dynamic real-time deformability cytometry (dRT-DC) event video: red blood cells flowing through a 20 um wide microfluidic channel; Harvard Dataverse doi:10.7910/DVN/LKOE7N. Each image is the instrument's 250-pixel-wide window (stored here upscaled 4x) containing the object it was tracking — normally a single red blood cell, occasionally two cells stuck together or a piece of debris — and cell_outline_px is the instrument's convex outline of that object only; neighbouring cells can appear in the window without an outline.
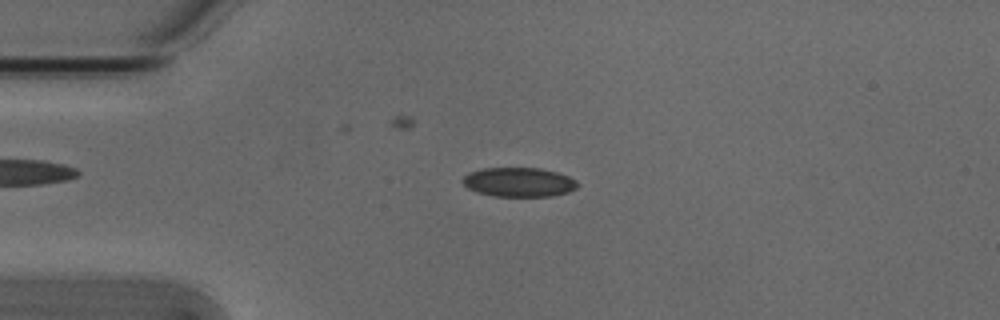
{"species": "Egyptian fruit bat (a non-hibernating species)", "species_latin": "Rousettus aegyptiacus", "temperature_condition": "cold", "stored_images_in_passage": 48, "camera_frame_rate_fps": 3000, "um_per_image_px": 0.085, "animal": {"sex": "male"}, "frame": {"image": 1, "passage_image": 7, "time_ms": 2.0, "image_size_px": [1000, 320], "cell_outline_px": [[580, 184], [576, 188], [568, 192], [552, 196], [492, 196], [476, 192], [468, 188], [460, 180], [468, 172], [480, 168], [540, 168], [560, 172], [576, 180]], "centroid_in_image_um": [44.1, 15.47], "position_along_channel_um": 40.9, "area_um2": 19.88}}
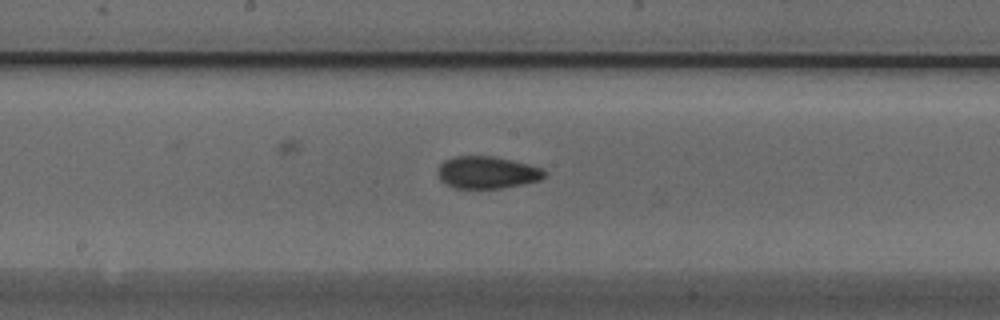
{"frame": {"image": 2, "passage_image": 22, "time_ms": 7.0, "image_size_px": [1000, 320], "cell_outline_px": [[548, 172], [540, 180], [524, 184], [504, 188], [456, 188], [444, 184], [440, 180], [440, 164], [444, 160], [456, 156], [492, 156], [512, 160], [528, 164], [540, 168]], "centroid_in_image_um": [41.43, 14.66], "position_along_channel_um": 206.8, "area_um2": 19.94}}
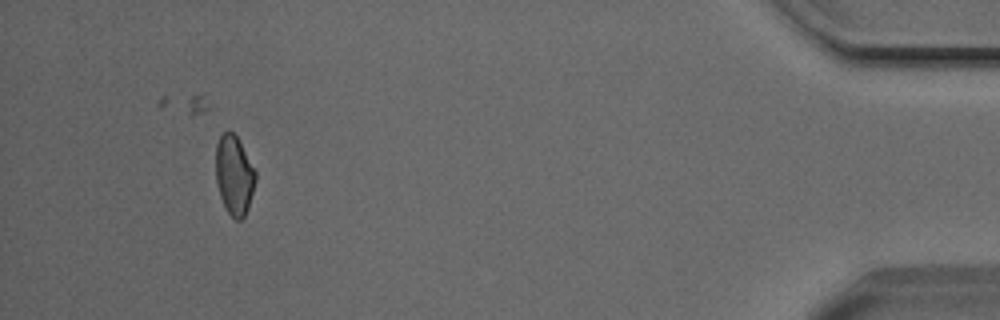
{"frame": {"image": 3, "passage_image": 44, "time_ms": 14.333, "image_size_px": [1000, 320], "cell_outline_px": [[256, 180], [248, 208], [244, 216], [240, 220], [236, 220], [228, 212], [220, 196], [216, 180], [216, 144], [220, 136], [228, 128], [236, 136], [256, 172]], "centroid_in_image_um": [19.9, 14.87], "position_along_channel_um": 415.3, "area_um2": 18.15}, "authors_computed_cell_mechanics": {"area_um2": 19.4786, "velocity_mm_per_s": 3.8165, "shape_relaxation_time_tau1_ms": null, "shape_relaxation_time_tau2_ms": 2.7313, "deformation_change_tau1": null, "deformation_change_tau2": 0.0864}}